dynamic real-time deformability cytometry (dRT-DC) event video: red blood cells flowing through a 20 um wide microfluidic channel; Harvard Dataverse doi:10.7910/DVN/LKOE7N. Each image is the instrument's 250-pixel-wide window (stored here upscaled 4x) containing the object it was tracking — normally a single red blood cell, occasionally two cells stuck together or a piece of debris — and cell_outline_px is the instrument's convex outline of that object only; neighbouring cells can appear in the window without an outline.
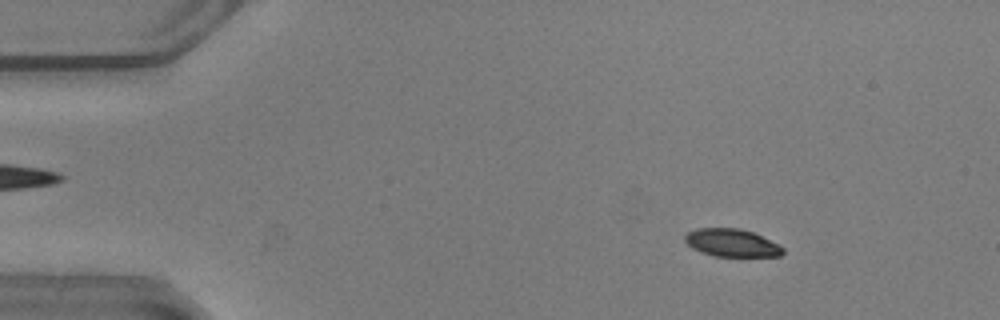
{"species": "common noctule bat (a hibernating species)", "species_latin": "Nyctalus noctula", "temperature_condition": "warm", "stored_images_in_passage": 53, "camera_frame_rate_fps": 3000, "um_per_image_px": 0.085, "animal": {"sex": "male", "body_mass_g": 20.5, "forearm_length_mm": 52.5}, "frame": {"image": 1, "passage_image": 7, "time_ms": 2.0, "image_size_px": [1000, 320], "cell_outline_px": [[784, 252], [780, 256], [716, 256], [700, 252], [692, 248], [684, 240], [684, 236], [688, 232], [696, 228], [740, 228], [752, 232], [780, 244], [784, 248]], "centroid_in_image_um": [62.2, 20.64], "position_along_channel_um": 22.8, "area_um2": 15.9}}
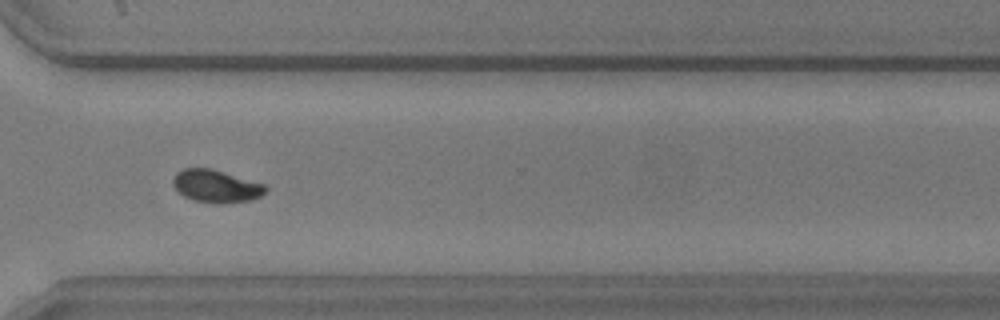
{"frame": {"image": 2, "passage_image": 39, "time_ms": 12.667, "image_size_px": [1000, 320], "cell_outline_px": [[268, 192], [252, 200], [220, 204], [196, 200], [184, 196], [172, 184], [172, 180], [176, 172], [184, 168], [208, 168], [264, 184], [268, 188]], "centroid_in_image_um": [18.38, 15.83], "position_along_channel_um": 352.2, "area_um2": 17.4}}
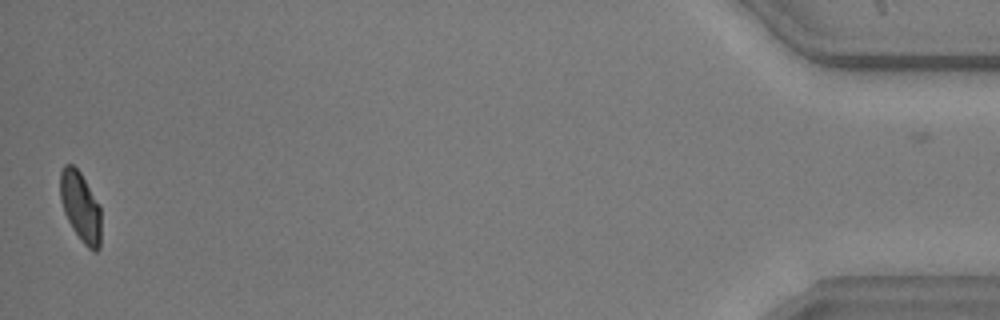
{"frame": {"image": 3, "passage_image": 52, "time_ms": 17.0, "image_size_px": [1000, 320], "cell_outline_px": [[100, 248], [96, 252], [92, 252], [84, 244], [72, 228], [64, 212], [60, 200], [60, 172], [64, 164], [72, 164], [80, 172], [100, 204]], "centroid_in_image_um": [6.84, 17.57], "position_along_channel_um": 428.4, "area_um2": 16.76}, "authors_computed_cell_mechanics": {"area_um2": 17.34, "velocity_mm_per_s": 3.8526, "shape_relaxation_time_tau1_ms": 4.1055, "shape_relaxation_time_tau2_ms": 2.2572, "deformation_change_tau1": 0.1184, "deformation_change_tau2": 0.0572}}